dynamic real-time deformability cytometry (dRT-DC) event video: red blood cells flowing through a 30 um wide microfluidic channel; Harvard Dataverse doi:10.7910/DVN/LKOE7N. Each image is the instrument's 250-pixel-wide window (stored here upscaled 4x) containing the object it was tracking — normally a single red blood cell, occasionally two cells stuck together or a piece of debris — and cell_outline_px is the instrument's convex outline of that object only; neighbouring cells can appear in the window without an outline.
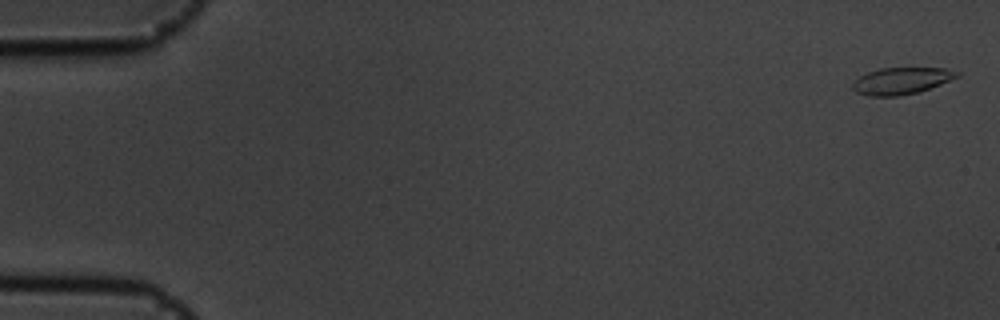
{"species": "common noctule bat (a hibernating species)", "species_latin": "Nyctalus noctula", "temperature_condition": "cold", "stored_images_in_passage": 57, "camera_frame_rate_fps": 3000, "um_per_image_px": 0.085, "animal": {"sex": "male", "body_mass_g": 19.5, "forearm_length_mm": 54.6}, "frame": {"image": 1, "passage_image": 2, "time_ms": 0.333, "image_size_px": [1000, 320], "cell_outline_px": [[960, 76], [920, 92], [900, 96], [868, 96], [856, 92], [852, 88], [852, 84], [860, 76], [868, 72], [880, 68], [944, 68], [960, 72]], "centroid_in_image_um": [76.62, 6.88], "position_along_channel_um": 8.4, "area_um2": 16.3}}
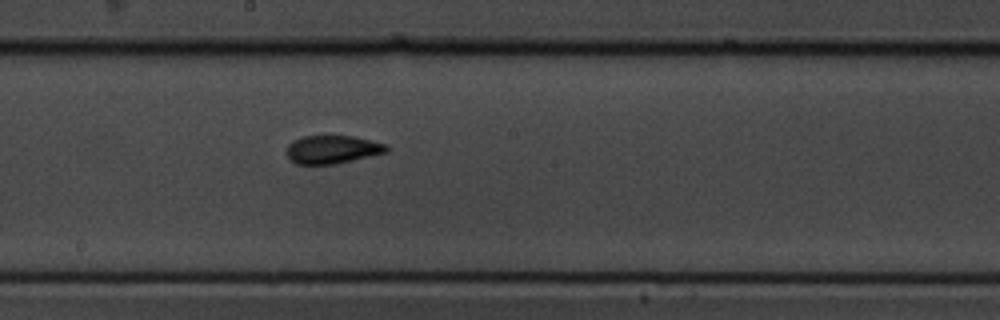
{"frame": {"image": 2, "passage_image": 32, "time_ms": 10.333, "image_size_px": [1000, 320], "cell_outline_px": [[388, 152], [336, 164], [296, 164], [288, 160], [288, 144], [292, 140], [304, 136], [352, 136], [384, 144], [388, 148]], "centroid_in_image_um": [28.21, 12.71], "position_along_channel_um": 220.0, "area_um2": 16.3}}
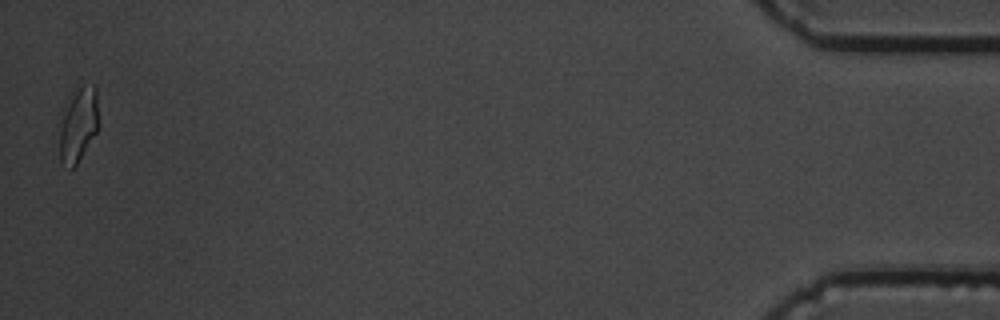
{"frame": {"image": 3, "passage_image": 57, "time_ms": 18.667, "image_size_px": [1000, 320], "cell_outline_px": [[100, 124], [96, 132], [76, 164], [72, 168], [60, 160], [56, 124], [68, 96], [80, 88], [92, 84], [96, 84]], "centroid_in_image_um": [6.61, 10.54], "position_along_channel_um": 428.6, "area_um2": 17.8}, "authors_computed_cell_mechanics": {"area_um2": 16.7042, "velocity_mm_per_s": 3.5596, "shape_relaxation_time_tau1_ms": 3.9772, "shape_relaxation_time_tau2_ms": 1.5722, "deformation_change_tau1": 0.1468, "deformation_change_tau2": 0.0608}}